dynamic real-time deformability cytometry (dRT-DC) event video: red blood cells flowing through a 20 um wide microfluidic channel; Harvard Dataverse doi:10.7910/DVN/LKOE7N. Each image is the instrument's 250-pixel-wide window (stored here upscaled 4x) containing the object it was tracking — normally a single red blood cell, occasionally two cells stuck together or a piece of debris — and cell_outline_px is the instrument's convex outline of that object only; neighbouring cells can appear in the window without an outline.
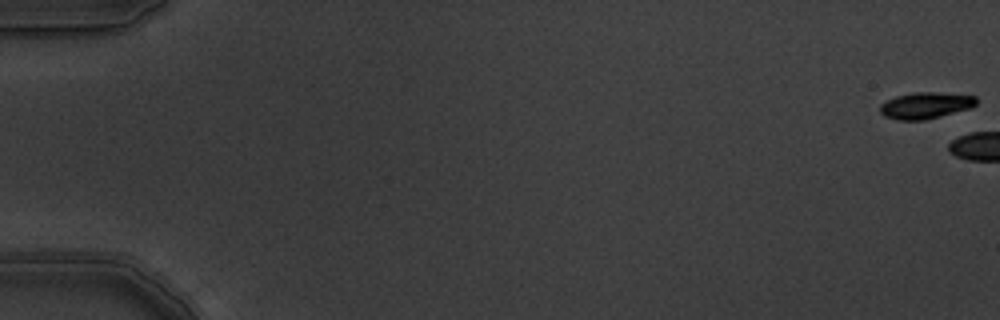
{"species": "common noctule bat (a hibernating species)", "species_latin": "Nyctalus noctula", "temperature_condition": "warm", "stored_images_in_passage": 5, "camera_frame_rate_fps": 3000, "um_per_image_px": 0.085, "animal": {"sex": "male", "body_mass_g": 19.5, "forearm_length_mm": 54.6}, "frame": {"image": 1, "passage_image": 1, "time_ms": 0.0, "image_size_px": [1000, 320], "cell_outline_px": [[976, 104], [972, 108], [924, 120], [896, 120], [884, 116], [880, 112], [880, 104], [896, 96], [916, 92], [936, 92], [976, 96]], "centroid_in_image_um": [78.67, 8.97], "position_along_channel_um": 6.3, "area_um2": 14.8}}